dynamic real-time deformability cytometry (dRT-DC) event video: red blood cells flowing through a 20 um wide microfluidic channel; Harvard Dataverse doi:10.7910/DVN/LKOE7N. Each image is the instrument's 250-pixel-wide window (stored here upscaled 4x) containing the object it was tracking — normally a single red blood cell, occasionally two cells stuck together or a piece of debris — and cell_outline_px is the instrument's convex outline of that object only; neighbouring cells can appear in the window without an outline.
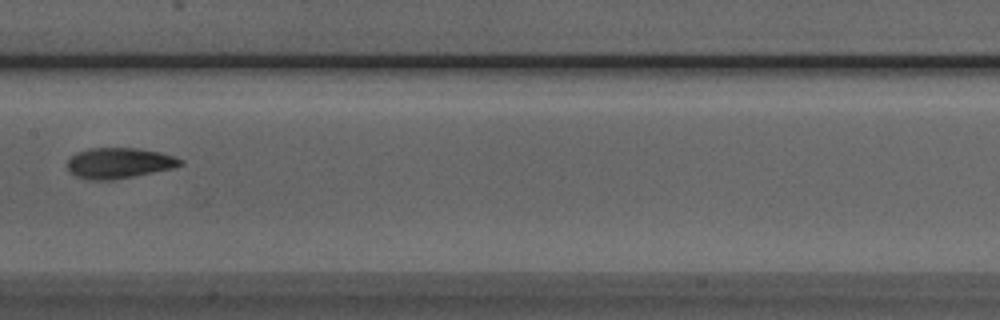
{"species": "Egyptian fruit bat (a non-hibernating species)", "species_latin": "Rousettus aegyptiacus", "temperature_condition": "room temperature", "stored_images_in_passage": 4, "camera_frame_rate_fps": 3000, "um_per_image_px": 0.085, "animal": {"sex": "male"}, "frame": {"image": 1, "passage_image": 4, "time_ms": 4.333, "image_size_px": [1000, 320], "cell_outline_px": [[184, 164], [172, 168], [112, 180], [88, 180], [76, 176], [68, 172], [68, 156], [76, 152], [88, 148], [140, 148], [160, 152], [176, 156], [184, 160]], "centroid_in_image_um": [10.1, 13.85], "position_along_channel_um": 197.3, "area_um2": 20.4}}